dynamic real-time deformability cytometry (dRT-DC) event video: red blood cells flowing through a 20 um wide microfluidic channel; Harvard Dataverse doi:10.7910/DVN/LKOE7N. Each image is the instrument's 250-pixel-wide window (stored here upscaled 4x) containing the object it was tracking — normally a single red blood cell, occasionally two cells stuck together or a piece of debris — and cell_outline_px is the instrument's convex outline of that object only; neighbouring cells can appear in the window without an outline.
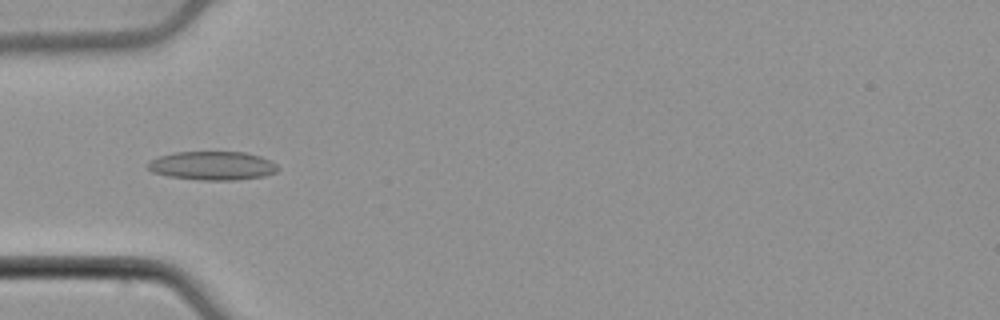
{"species": "common noctule bat (a hibernating species)", "species_latin": "Nyctalus noctula", "temperature_condition": "cold", "stored_images_in_passage": 50, "camera_frame_rate_fps": 3000, "um_per_image_px": 0.085, "animal": {"sex": "male", "body_mass_g": 21.5, "forearm_length_mm": 52.0}, "frame": {"image": 1, "passage_image": 14, "time_ms": 4.333, "image_size_px": [1000, 320], "cell_outline_px": [[280, 168], [276, 172], [264, 176], [236, 180], [200, 180], [168, 176], [152, 172], [148, 168], [148, 164], [152, 160], [160, 156], [172, 152], [248, 152], [260, 156], [276, 164]], "centroid_in_image_um": [18.08, 14.08], "position_along_channel_um": 66.9, "area_um2": 21.73}}
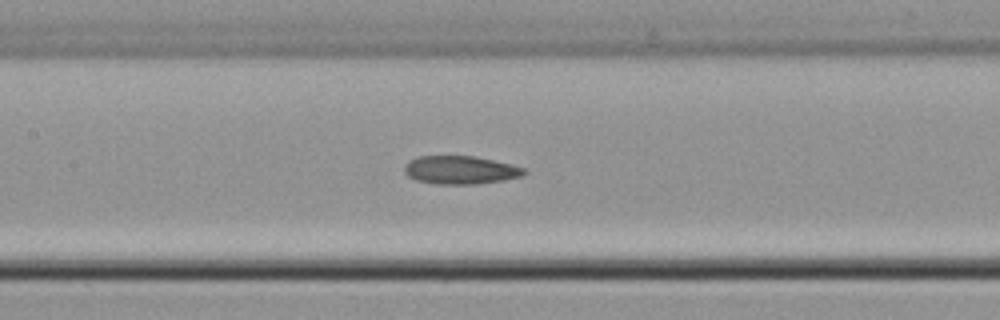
{"frame": {"image": 2, "passage_image": 22, "time_ms": 7.0, "image_size_px": [1000, 320], "cell_outline_px": [[528, 172], [524, 176], [504, 180], [476, 184], [436, 184], [416, 180], [408, 176], [404, 172], [404, 164], [408, 160], [416, 156], [472, 156], [512, 164], [528, 168]], "centroid_in_image_um": [39.16, 14.45], "position_along_channel_um": 168.2, "area_um2": 20.0}}
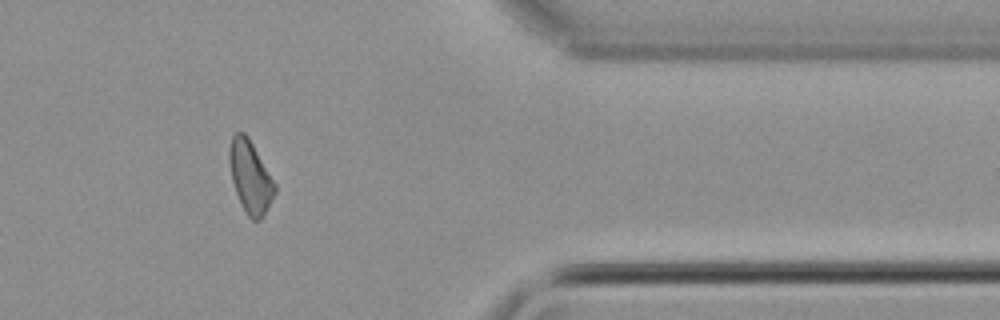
{"frame": {"image": 3, "passage_image": 41, "time_ms": 13.333, "image_size_px": [1000, 320], "cell_outline_px": [[276, 192], [264, 216], [260, 220], [252, 220], [248, 216], [236, 192], [232, 180], [228, 160], [228, 148], [232, 136], [236, 132], [244, 132], [248, 136], [276, 184]], "centroid_in_image_um": [21.27, 15.02], "position_along_channel_um": 390.1, "area_um2": 19.13}}